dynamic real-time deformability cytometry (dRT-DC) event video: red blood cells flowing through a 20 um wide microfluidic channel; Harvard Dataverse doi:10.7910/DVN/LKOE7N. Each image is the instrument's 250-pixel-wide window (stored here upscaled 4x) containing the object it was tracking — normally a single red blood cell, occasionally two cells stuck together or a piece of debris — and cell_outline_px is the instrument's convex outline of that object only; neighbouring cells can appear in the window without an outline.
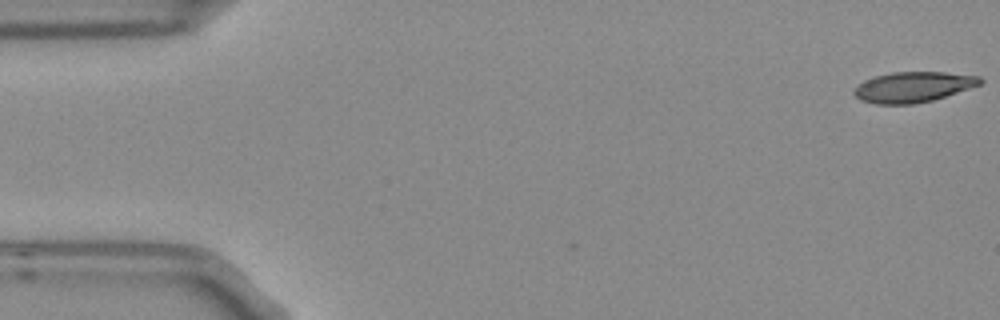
{"species": "Egyptian fruit bat (a non-hibernating species)", "species_latin": "Rousettus aegyptiacus", "temperature_condition": "room temperature", "stored_images_in_passage": 5, "camera_frame_rate_fps": 3000, "um_per_image_px": 0.085, "frame": {"image": 1, "passage_image": 1, "time_ms": 0.0, "image_size_px": [1000, 320], "cell_outline_px": [[984, 80], [980, 84], [932, 100], [912, 104], [876, 104], [860, 100], [852, 92], [864, 80], [876, 76], [892, 72], [944, 72], [980, 76]], "centroid_in_image_um": [77.6, 7.39], "position_along_channel_um": 7.4, "area_um2": 22.08}}
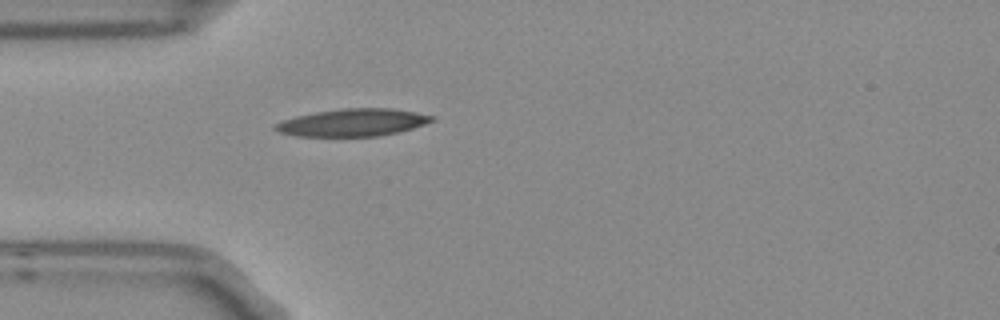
{"frame": {"image": 2, "passage_image": 5, "time_ms": 1.333, "image_size_px": [1000, 320], "cell_outline_px": [[436, 120], [412, 128], [380, 136], [296, 136], [280, 132], [272, 128], [276, 124], [284, 120], [296, 116], [316, 112], [344, 108], [392, 108], [416, 112], [436, 116]], "centroid_in_image_um": [30.02, 10.41], "position_along_channel_um": 55.0, "area_um2": 24.91}}